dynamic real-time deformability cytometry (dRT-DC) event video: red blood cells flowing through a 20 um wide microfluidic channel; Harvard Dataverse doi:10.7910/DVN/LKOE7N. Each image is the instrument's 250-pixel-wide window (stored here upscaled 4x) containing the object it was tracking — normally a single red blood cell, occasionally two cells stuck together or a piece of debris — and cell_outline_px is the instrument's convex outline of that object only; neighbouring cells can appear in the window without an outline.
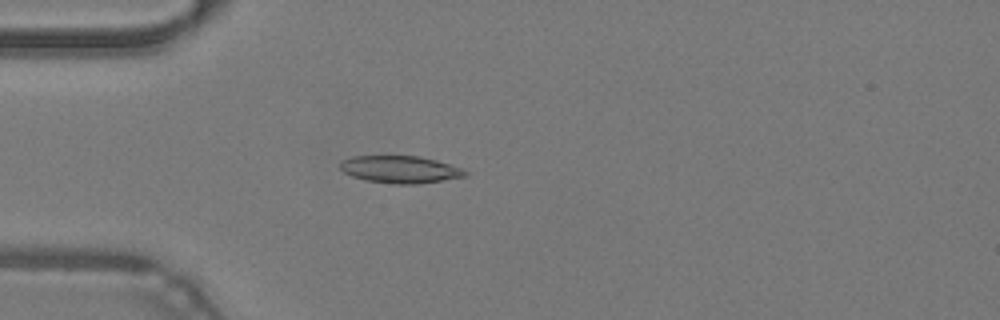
{"species": "common noctule bat (a hibernating species)", "species_latin": "Nyctalus noctula", "temperature_condition": "warm", "stored_images_in_passage": 48, "camera_frame_rate_fps": 3000, "um_per_image_px": 0.085, "animal": {"sex": "male", "body_mass_g": 19.2, "forearm_length_mm": 51.8}, "frame": {"image": 1, "passage_image": 14, "time_ms": 4.333, "image_size_px": [1000, 320], "cell_outline_px": [[468, 176], [420, 184], [396, 184], [364, 180], [352, 176], [344, 172], [340, 168], [340, 160], [352, 156], [420, 156], [436, 160], [460, 168], [468, 172]], "centroid_in_image_um": [34.0, 14.4], "position_along_channel_um": 51.0, "area_um2": 19.94}}
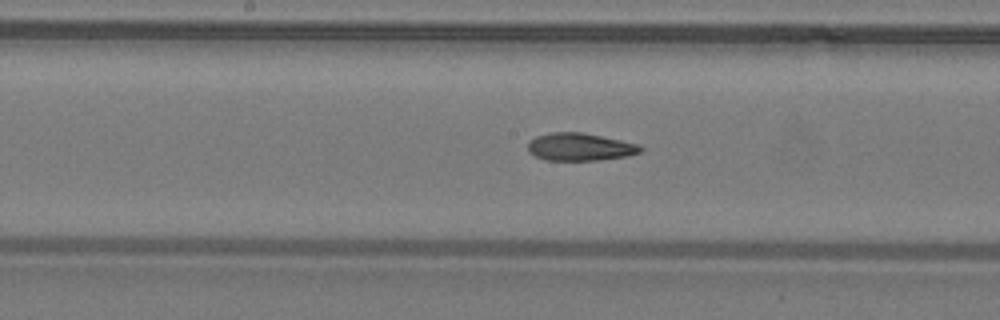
{"frame": {"image": 2, "passage_image": 25, "time_ms": 8.0, "image_size_px": [1000, 320], "cell_outline_px": [[644, 148], [640, 152], [628, 156], [600, 160], [544, 160], [528, 152], [528, 144], [536, 136], [552, 132], [584, 132], [640, 144]], "centroid_in_image_um": [49.33, 12.48], "position_along_channel_um": 198.9, "area_um2": 18.26}}
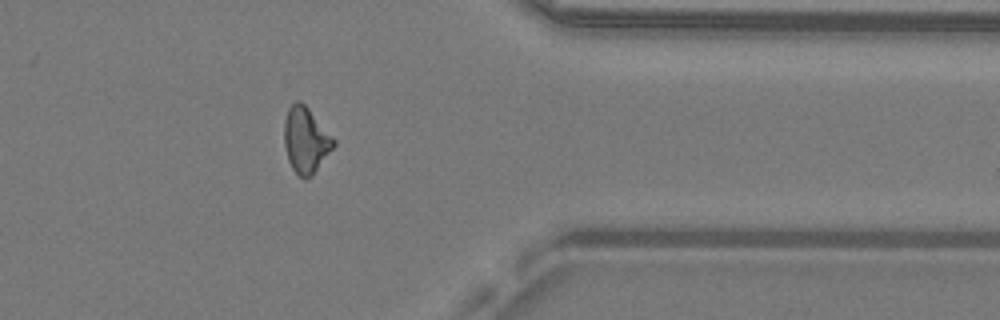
{"frame": {"image": 3, "passage_image": 39, "time_ms": 12.667, "image_size_px": [1000, 320], "cell_outline_px": [[336, 144], [312, 176], [304, 180], [292, 168], [288, 160], [284, 144], [284, 120], [288, 108], [296, 100], [300, 100], [308, 108], [336, 140]], "centroid_in_image_um": [25.99, 11.91], "position_along_channel_um": 385.4, "area_um2": 18.96}, "authors_computed_cell_mechanics": {"area_um2": 18.8139, "velocity_mm_per_s": 4.3134, "shape_relaxation_time_tau1_ms": 11.0189, "shape_relaxation_time_tau2_ms": 3.6806, "deformation_change_tau1": 0.2521, "deformation_change_tau2": 0.1321}}